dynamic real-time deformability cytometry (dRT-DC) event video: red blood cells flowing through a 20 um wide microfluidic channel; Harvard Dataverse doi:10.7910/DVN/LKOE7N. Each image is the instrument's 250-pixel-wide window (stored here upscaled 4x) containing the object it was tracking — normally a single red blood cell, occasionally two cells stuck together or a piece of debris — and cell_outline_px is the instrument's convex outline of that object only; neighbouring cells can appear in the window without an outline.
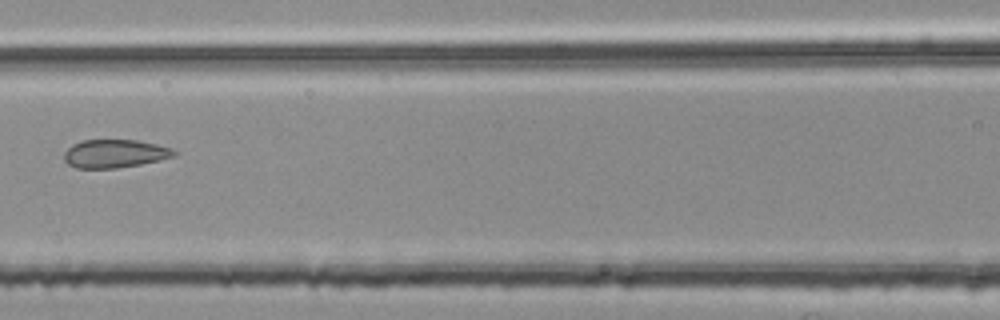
{"species": "common noctule bat (a hibernating species)", "species_latin": "Nyctalus noctula", "temperature_condition": "room temperature", "stored_images_in_passage": 3, "camera_frame_rate_fps": 3000, "um_per_image_px": 0.085, "animal": {"sex": "female", "body_mass_g": 25.1}, "frame": {"image": 1, "passage_image": 3, "time_ms": 0.667, "image_size_px": [1000, 320], "cell_outline_px": [[176, 156], [160, 160], [140, 164], [116, 168], [76, 168], [68, 164], [64, 160], [64, 152], [72, 144], [80, 140], [136, 140], [156, 144], [172, 148], [176, 152]], "centroid_in_image_um": [9.74, 13.05], "position_along_channel_um": 156.9, "area_um2": 18.15}}